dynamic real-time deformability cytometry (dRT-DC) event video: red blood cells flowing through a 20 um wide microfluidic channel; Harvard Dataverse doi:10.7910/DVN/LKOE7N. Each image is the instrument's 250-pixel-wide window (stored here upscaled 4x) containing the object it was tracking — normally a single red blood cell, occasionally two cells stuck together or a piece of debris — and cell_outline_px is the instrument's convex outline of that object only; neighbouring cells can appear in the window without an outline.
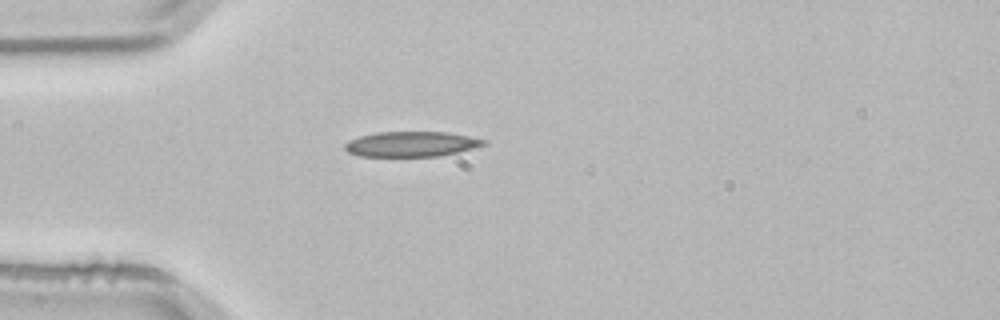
{"species": "common noctule bat (a hibernating species)", "species_latin": "Nyctalus noctula", "temperature_condition": "room temperature", "stored_images_in_passage": 2, "camera_frame_rate_fps": 3000, "um_per_image_px": 0.085, "animal": {"sex": "male", "body_mass_g": 21.5, "forearm_length_mm": 52.0}, "frame": {"image": 1, "passage_image": 2, "time_ms": 0.333, "image_size_px": [1000, 320], "cell_outline_px": [[488, 144], [456, 152], [436, 156], [360, 156], [348, 152], [344, 148], [344, 144], [348, 140], [360, 136], [376, 132], [448, 132], [488, 140]], "centroid_in_image_um": [34.95, 12.24], "position_along_channel_um": 50.1, "area_um2": 20.29}}